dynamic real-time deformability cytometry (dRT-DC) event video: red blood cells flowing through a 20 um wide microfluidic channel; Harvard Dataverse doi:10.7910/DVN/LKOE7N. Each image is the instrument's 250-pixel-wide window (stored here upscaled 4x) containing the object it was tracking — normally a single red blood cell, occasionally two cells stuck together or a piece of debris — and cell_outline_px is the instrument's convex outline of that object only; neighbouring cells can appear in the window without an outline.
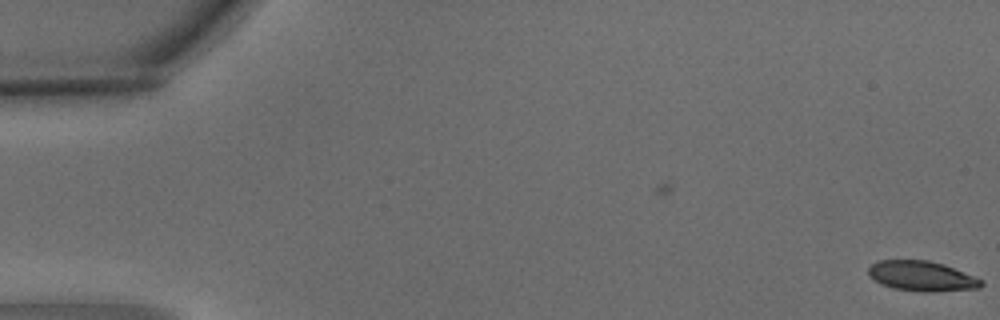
{"species": "common noctule bat (a hibernating species)", "species_latin": "Nyctalus noctula", "temperature_condition": "warm", "stored_images_in_passage": 5, "camera_frame_rate_fps": 3000, "um_per_image_px": 0.085, "animal": {"sex": "male", "body_mass_g": 15.6}, "frame": {"image": 1, "passage_image": 1, "time_ms": 0.0, "image_size_px": [1000, 320], "cell_outline_px": [[984, 284], [980, 288], [932, 292], [920, 292], [892, 288], [880, 284], [868, 276], [868, 268], [872, 264], [880, 260], [928, 260], [944, 264], [984, 280]], "centroid_in_image_um": [78.35, 23.48], "position_along_channel_um": 6.6, "area_um2": 20.0}}
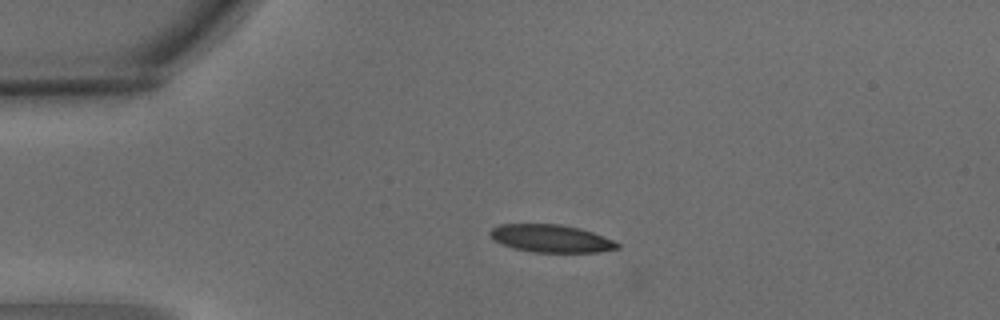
{"frame": {"image": 2, "passage_image": 4, "time_ms": 1.0, "image_size_px": [1000, 320], "cell_outline_px": [[620, 248], [600, 252], [536, 252], [512, 248], [492, 240], [488, 232], [492, 228], [500, 224], [560, 224], [580, 228], [592, 232], [612, 240], [620, 244]], "centroid_in_image_um": [46.81, 20.27], "position_along_channel_um": 38.2, "area_um2": 20.58}}